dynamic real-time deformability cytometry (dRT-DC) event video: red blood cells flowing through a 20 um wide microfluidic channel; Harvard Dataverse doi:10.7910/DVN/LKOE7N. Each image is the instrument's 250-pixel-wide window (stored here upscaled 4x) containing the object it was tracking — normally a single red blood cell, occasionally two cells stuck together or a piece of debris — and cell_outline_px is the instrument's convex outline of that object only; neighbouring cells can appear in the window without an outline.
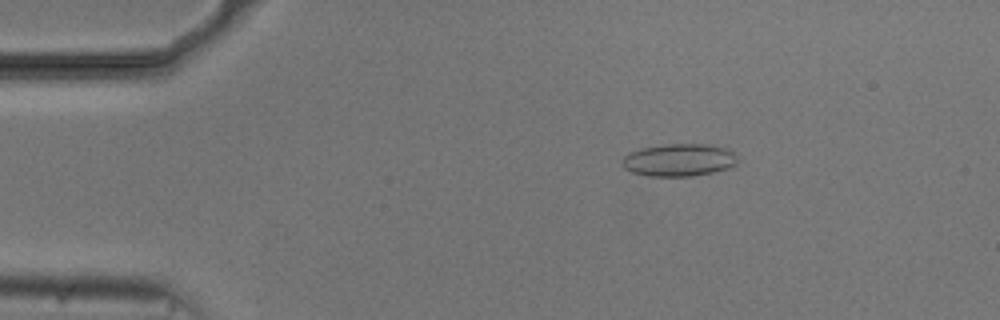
{"species": "common noctule bat (a hibernating species)", "species_latin": "Nyctalus noctula", "temperature_condition": "cold", "stored_images_in_passage": 54, "camera_frame_rate_fps": 3000, "um_per_image_px": 0.085, "animal": {"sex": "male", "body_mass_g": 20.5, "forearm_length_mm": 52.5}, "frame": {"image": 1, "passage_image": 9, "time_ms": 2.667, "image_size_px": [1000, 320], "cell_outline_px": [[736, 164], [728, 168], [712, 172], [692, 176], [648, 176], [632, 172], [624, 168], [620, 160], [624, 156], [632, 152], [644, 148], [664, 144], [708, 144], [728, 148], [736, 156]], "centroid_in_image_um": [57.71, 13.6], "position_along_channel_um": 27.3, "area_um2": 21.79}}
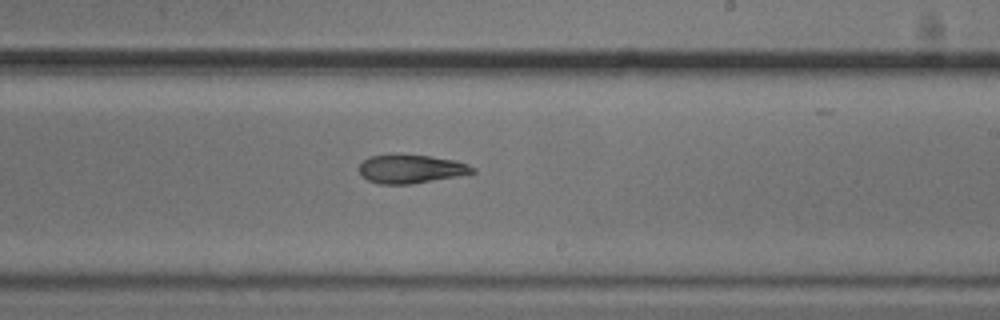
{"frame": {"image": 2, "passage_image": 32, "time_ms": 10.333, "image_size_px": [1000, 320], "cell_outline_px": [[476, 172], [468, 176], [408, 184], [380, 184], [368, 180], [360, 172], [360, 164], [368, 156], [400, 152], [456, 160], [468, 164], [476, 168]], "centroid_in_image_um": [35.01, 14.34], "position_along_channel_um": 254.0, "area_um2": 19.65}}
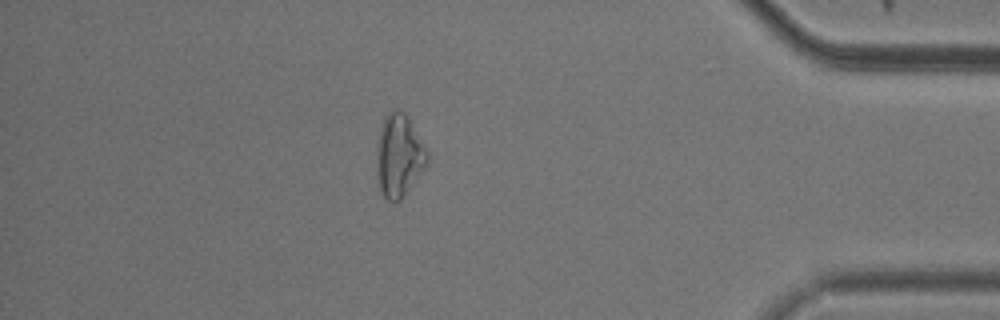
{"frame": {"image": 3, "passage_image": 47, "time_ms": 15.333, "image_size_px": [1000, 320], "cell_outline_px": [[428, 164], [400, 200], [388, 200], [384, 196], [380, 188], [376, 156], [376, 144], [380, 128], [384, 116], [392, 108], [396, 108], [404, 112], [428, 152]], "centroid_in_image_um": [33.9, 13.18], "position_along_channel_um": 401.3, "area_um2": 24.1}, "authors_computed_cell_mechanics": {"area_um2": 20.5768, "velocity_mm_per_s": 3.7113, "shape_relaxation_time_tau1_ms": 5.3001, "shape_relaxation_time_tau2_ms": 4.3707, "deformation_change_tau1": 0.1514, "deformation_change_tau2": 0.1322}}